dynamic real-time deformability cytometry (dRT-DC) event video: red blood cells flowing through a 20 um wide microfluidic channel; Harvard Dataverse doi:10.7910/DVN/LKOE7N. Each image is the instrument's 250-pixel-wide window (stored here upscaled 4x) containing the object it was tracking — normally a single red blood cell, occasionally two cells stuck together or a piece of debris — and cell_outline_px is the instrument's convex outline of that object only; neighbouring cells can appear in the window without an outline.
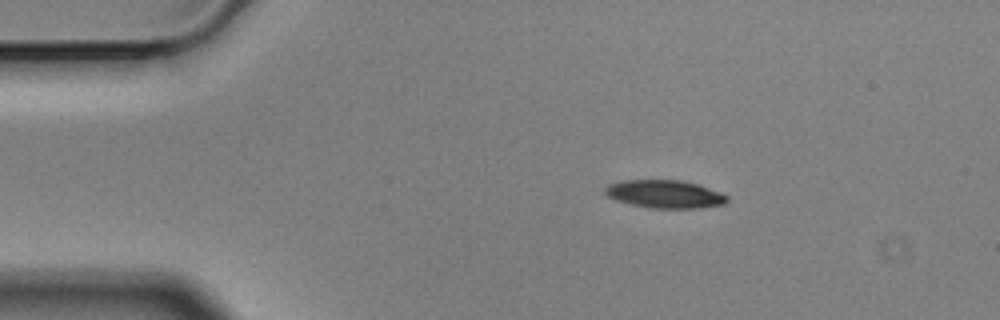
{"species": "Egyptian fruit bat (a non-hibernating species)", "species_latin": "Rousettus aegyptiacus", "temperature_condition": "cold", "stored_images_in_passage": 4, "camera_frame_rate_fps": 3000, "um_per_image_px": 0.085, "animal": {"sex": "male"}, "frame": {"image": 1, "passage_image": 1, "time_ms": 0.0, "image_size_px": [1000, 320], "cell_outline_px": [[728, 200], [724, 204], [700, 208], [652, 208], [632, 204], [616, 200], [608, 196], [604, 192], [604, 188], [608, 184], [620, 180], [680, 180], [696, 184], [720, 192], [728, 196]], "centroid_in_image_um": [56.49, 16.49], "position_along_channel_um": 28.5, "area_um2": 19.83}}
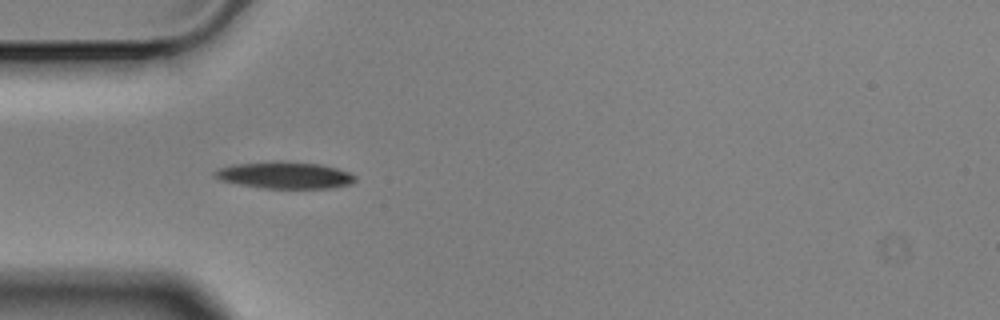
{"frame": {"image": 2, "passage_image": 3, "time_ms": 0.667, "image_size_px": [1000, 320], "cell_outline_px": [[356, 180], [352, 184], [332, 188], [260, 188], [220, 180], [212, 176], [212, 172], [216, 168], [232, 164], [280, 160], [320, 164], [336, 168], [348, 172], [356, 176]], "centroid_in_image_um": [24.16, 14.88], "position_along_channel_um": 60.8, "area_um2": 22.31}}
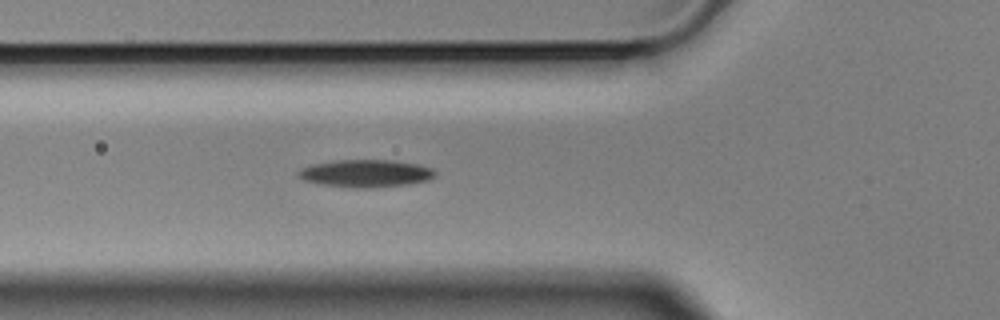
{"frame": {"image": 3, "passage_image": 4, "time_ms": 1.0, "image_size_px": [1000, 320], "cell_outline_px": [[436, 176], [428, 180], [408, 184], [372, 188], [348, 188], [320, 184], [304, 180], [296, 176], [296, 172], [300, 168], [312, 164], [336, 160], [392, 160], [420, 164], [432, 168], [436, 172]], "centroid_in_image_um": [31.07, 14.74], "position_along_channel_um": 94.7, "area_um2": 22.31}}